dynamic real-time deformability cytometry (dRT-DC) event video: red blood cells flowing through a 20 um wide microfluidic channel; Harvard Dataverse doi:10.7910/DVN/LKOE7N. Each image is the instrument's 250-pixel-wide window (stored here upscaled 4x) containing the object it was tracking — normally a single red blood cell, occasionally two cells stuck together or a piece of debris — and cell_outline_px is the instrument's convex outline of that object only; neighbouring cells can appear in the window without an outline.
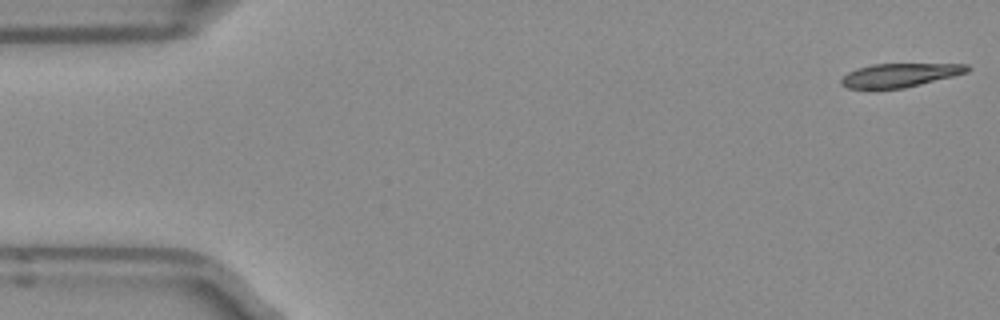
{"species": "Egyptian fruit bat (a non-hibernating species)", "species_latin": "Rousettus aegyptiacus", "temperature_condition": "room temperature", "stored_images_in_passage": 50, "camera_frame_rate_fps": 3000, "um_per_image_px": 0.085, "frame": {"image": 1, "passage_image": 1, "time_ms": 0.0, "image_size_px": [1000, 320], "cell_outline_px": [[972, 68], [968, 72], [904, 88], [848, 88], [840, 84], [840, 80], [848, 72], [856, 68], [872, 64], [968, 64]], "centroid_in_image_um": [76.48, 6.37], "position_along_channel_um": 8.5, "area_um2": 17.22}}
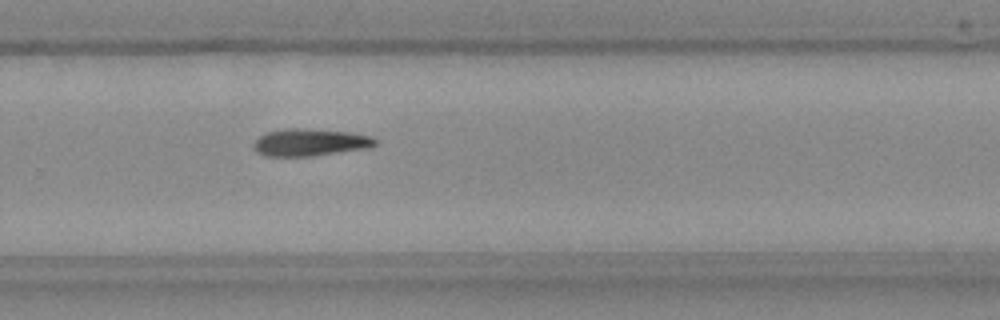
{"frame": {"image": 2, "passage_image": 33, "time_ms": 10.667, "image_size_px": [1000, 320], "cell_outline_px": [[376, 144], [372, 148], [312, 156], [264, 156], [256, 152], [252, 144], [264, 132], [284, 128], [304, 128], [348, 132], [372, 136], [376, 140]], "centroid_in_image_um": [26.34, 12.1], "position_along_channel_um": 303.5, "area_um2": 19.59}}
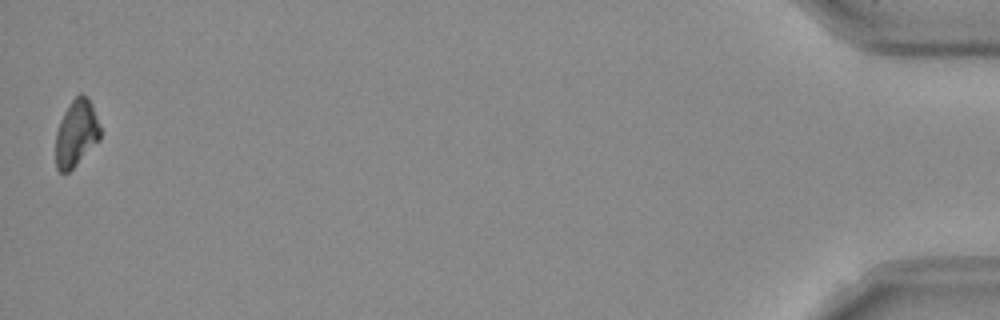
{"frame": {"image": 3, "passage_image": 50, "time_ms": 16.333, "image_size_px": [1000, 320], "cell_outline_px": [[100, 140], [68, 172], [60, 172], [56, 168], [56, 132], [60, 120], [64, 112], [72, 100], [80, 92], [84, 92], [96, 116], [100, 128]], "centroid_in_image_um": [6.47, 11.32], "position_along_channel_um": 428.7, "area_um2": 17.05}, "authors_computed_cell_mechanics": {"area_um2": 18.9584, "velocity_mm_per_s": 3.9637, "shape_relaxation_time_tau1_ms": 2.5763, "shape_relaxation_time_tau2_ms": null, "deformation_change_tau1": 0.1303, "deformation_change_tau2": null}}